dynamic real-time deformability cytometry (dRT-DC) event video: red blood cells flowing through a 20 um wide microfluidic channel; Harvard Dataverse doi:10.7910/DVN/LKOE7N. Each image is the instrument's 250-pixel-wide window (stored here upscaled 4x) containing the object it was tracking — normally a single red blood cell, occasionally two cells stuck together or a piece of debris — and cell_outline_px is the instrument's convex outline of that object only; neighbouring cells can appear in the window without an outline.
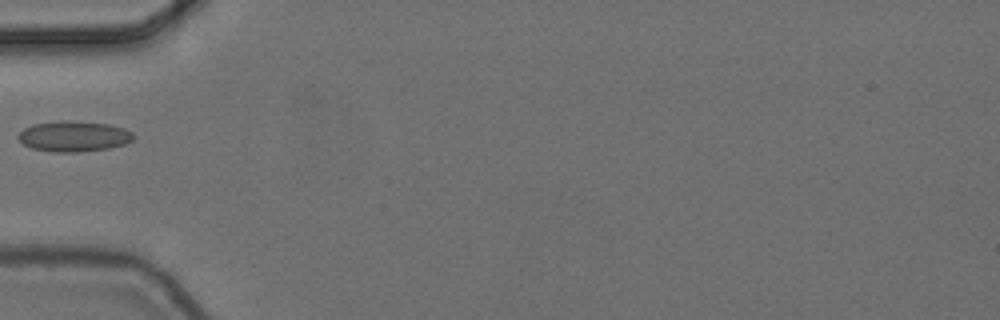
{"species": "common noctule bat (a hibernating species)", "species_latin": "Nyctalus noctula", "temperature_condition": "cold", "stored_images_in_passage": 6, "camera_frame_rate_fps": 3000, "um_per_image_px": 0.085, "animal": {"sex": "female", "body_mass_g": 24.6, "forearm_length_mm": 56.2}, "frame": {"image": 1, "passage_image": 6, "time_ms": 1.667, "image_size_px": [1000, 320], "cell_outline_px": [[136, 136], [132, 140], [124, 144], [108, 148], [80, 152], [56, 152], [32, 148], [24, 144], [16, 136], [24, 128], [32, 124], [60, 120], [64, 120], [108, 124], [124, 128], [132, 132]], "centroid_in_image_um": [6.27, 11.58], "position_along_channel_um": 78.7, "area_um2": 20.52}}